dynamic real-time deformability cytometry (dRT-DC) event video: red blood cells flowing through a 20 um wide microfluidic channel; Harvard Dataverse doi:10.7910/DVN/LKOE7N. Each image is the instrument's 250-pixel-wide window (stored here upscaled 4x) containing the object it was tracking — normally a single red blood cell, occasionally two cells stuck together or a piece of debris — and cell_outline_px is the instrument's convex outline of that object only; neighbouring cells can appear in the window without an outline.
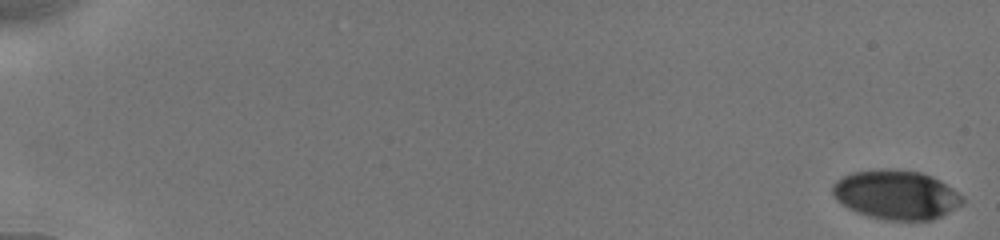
{"species": "human", "species_latin": "Homo sapiens", "temperature_condition": "cold", "stored_images_in_passage": 6, "camera_frame_rate_fps": 3000, "um_per_image_px": 0.085, "donor": {"sex": "male"}, "frame": {"image": 1, "passage_image": 1, "time_ms": 0.0, "image_size_px": [1000, 240], "cell_outline_px": [[964, 204], [932, 220], [888, 220], [868, 216], [856, 212], [848, 208], [836, 200], [832, 192], [832, 184], [836, 180], [852, 172], [880, 168], [896, 168], [920, 172], [932, 176], [940, 180], [964, 196]], "centroid_in_image_um": [76.17, 16.54], "position_along_channel_um": 8.8, "area_um2": 37.63}}
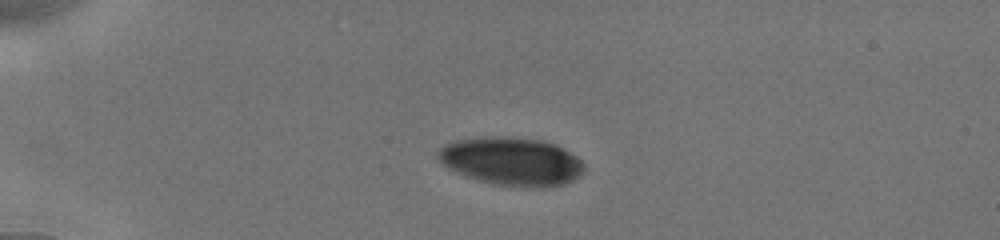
{"frame": {"image": 2, "passage_image": 5, "time_ms": 4.667, "image_size_px": [1000, 240], "cell_outline_px": [[584, 172], [580, 176], [564, 184], [536, 188], [496, 184], [480, 180], [468, 176], [448, 168], [436, 156], [436, 152], [444, 144], [452, 140], [480, 136], [508, 136], [544, 140], [556, 144], [564, 148], [576, 156], [584, 164]], "centroid_in_image_um": [43.49, 13.68], "position_along_channel_um": 41.5, "area_um2": 41.33}}